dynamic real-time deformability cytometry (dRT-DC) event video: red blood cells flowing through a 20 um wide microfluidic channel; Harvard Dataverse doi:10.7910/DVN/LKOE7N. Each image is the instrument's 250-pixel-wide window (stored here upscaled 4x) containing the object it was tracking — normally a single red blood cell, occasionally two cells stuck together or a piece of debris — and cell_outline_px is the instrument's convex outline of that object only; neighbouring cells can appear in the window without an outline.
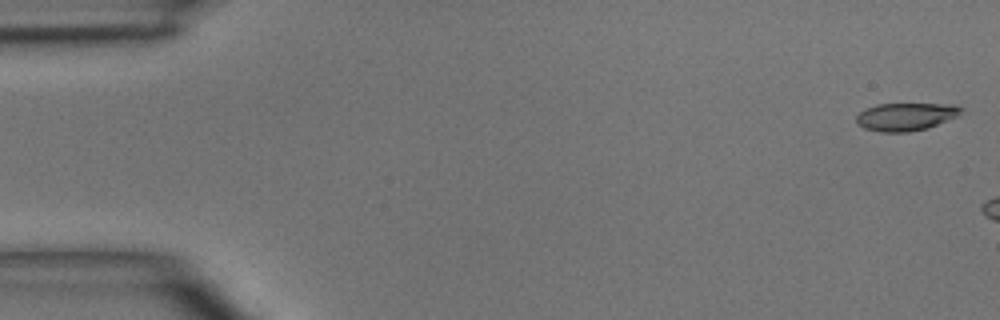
{"species": "common noctule bat (a hibernating species)", "species_latin": "Nyctalus noctula", "temperature_condition": "room temperature", "stored_images_in_passage": 5, "camera_frame_rate_fps": 3000, "um_per_image_px": 0.085, "animal": {"sex": "male", "body_mass_g": 15.6}, "frame": {"image": 1, "passage_image": 1, "time_ms": 0.0, "image_size_px": [1000, 320], "cell_outline_px": [[964, 108], [956, 116], [928, 128], [908, 132], [880, 132], [864, 128], [856, 120], [856, 116], [860, 112], [876, 104], [956, 104]], "centroid_in_image_um": [77.0, 9.91], "position_along_channel_um": 8.0, "area_um2": 16.82}}